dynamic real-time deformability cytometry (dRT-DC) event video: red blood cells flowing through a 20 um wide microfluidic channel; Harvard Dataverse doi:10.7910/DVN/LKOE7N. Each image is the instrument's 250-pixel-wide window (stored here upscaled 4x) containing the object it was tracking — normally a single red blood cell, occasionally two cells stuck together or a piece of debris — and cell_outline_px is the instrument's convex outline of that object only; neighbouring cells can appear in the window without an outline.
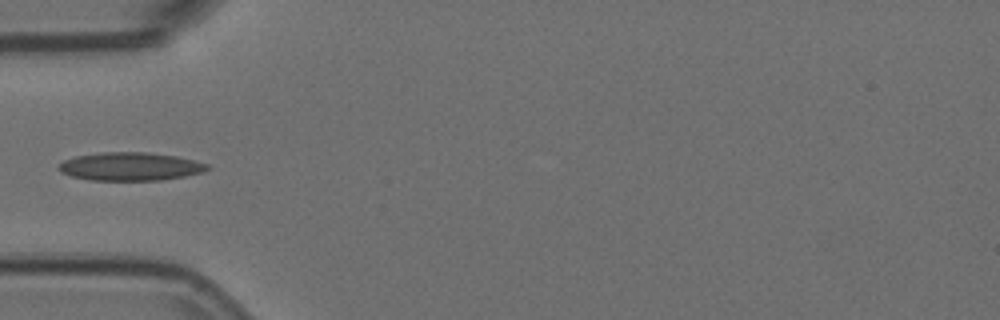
{"species": "Egyptian fruit bat (a non-hibernating species)", "species_latin": "Rousettus aegyptiacus", "temperature_condition": "room temperature", "stored_images_in_passage": 4, "camera_frame_rate_fps": 3000, "um_per_image_px": 0.085, "animal": {"sex": "female"}, "frame": {"image": 1, "passage_image": 4, "time_ms": 1.0, "image_size_px": [1000, 320], "cell_outline_px": [[212, 168], [200, 172], [184, 176], [160, 180], [88, 180], [72, 176], [60, 172], [56, 168], [64, 160], [76, 156], [104, 152], [144, 152], [176, 156], [208, 164]], "centroid_in_image_um": [11.04, 14.15], "position_along_channel_um": 74.0, "area_um2": 24.28}}